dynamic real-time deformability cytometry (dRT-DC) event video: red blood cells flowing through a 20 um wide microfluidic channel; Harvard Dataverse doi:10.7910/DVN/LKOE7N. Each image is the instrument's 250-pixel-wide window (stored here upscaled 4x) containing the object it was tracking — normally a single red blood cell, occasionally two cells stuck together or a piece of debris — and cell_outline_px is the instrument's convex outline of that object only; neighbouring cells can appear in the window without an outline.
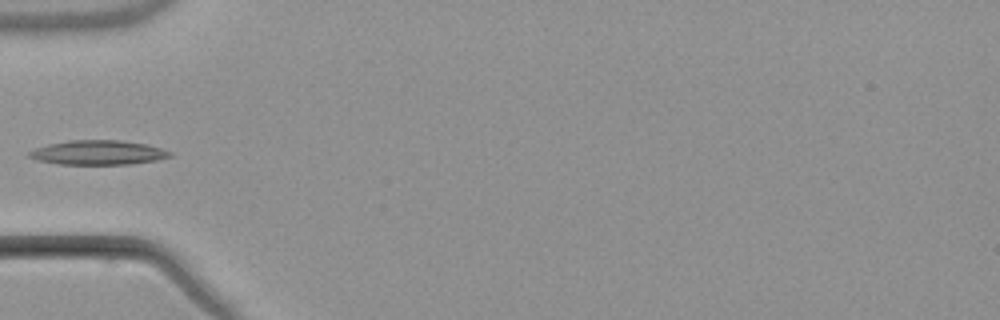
{"species": "common noctule bat (a hibernating species)", "species_latin": "Nyctalus noctula", "temperature_condition": "warm", "stored_images_in_passage": 5, "camera_frame_rate_fps": 3000, "um_per_image_px": 0.085, "animal": {"sex": "male", "body_mass_g": 21.5, "forearm_length_mm": 52.0}, "frame": {"image": 1, "passage_image": 5, "time_ms": 5.667, "image_size_px": [1000, 320], "cell_outline_px": [[172, 156], [156, 160], [128, 164], [56, 164], [36, 160], [28, 156], [28, 152], [36, 148], [48, 144], [68, 140], [120, 140], [148, 144], [172, 152]], "centroid_in_image_um": [8.32, 12.96], "position_along_channel_um": 76.7, "area_um2": 20.06}}